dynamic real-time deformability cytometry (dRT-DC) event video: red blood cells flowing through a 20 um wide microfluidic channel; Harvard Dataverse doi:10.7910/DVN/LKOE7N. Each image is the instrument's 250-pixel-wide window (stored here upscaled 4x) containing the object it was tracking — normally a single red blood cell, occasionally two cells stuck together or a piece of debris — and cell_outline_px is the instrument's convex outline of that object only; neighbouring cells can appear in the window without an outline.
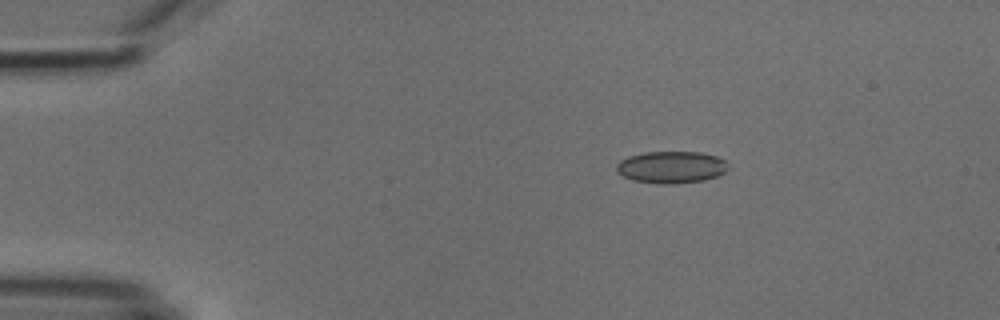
{"species": "common noctule bat (a hibernating species)", "species_latin": "Nyctalus noctula", "temperature_condition": "cold", "stored_images_in_passage": 3, "camera_frame_rate_fps": 3000, "um_per_image_px": 0.085, "animal": {"sex": "male", "body_mass_g": 18.8}, "frame": {"image": 1, "passage_image": 1, "time_ms": 0.0, "image_size_px": [1000, 320], "cell_outline_px": [[728, 168], [724, 172], [716, 176], [704, 180], [672, 184], [664, 184], [632, 180], [616, 172], [616, 164], [620, 160], [628, 156], [644, 152], [700, 152], [716, 156], [728, 160]], "centroid_in_image_um": [57.06, 14.2], "position_along_channel_um": 27.9, "area_um2": 20.92}}
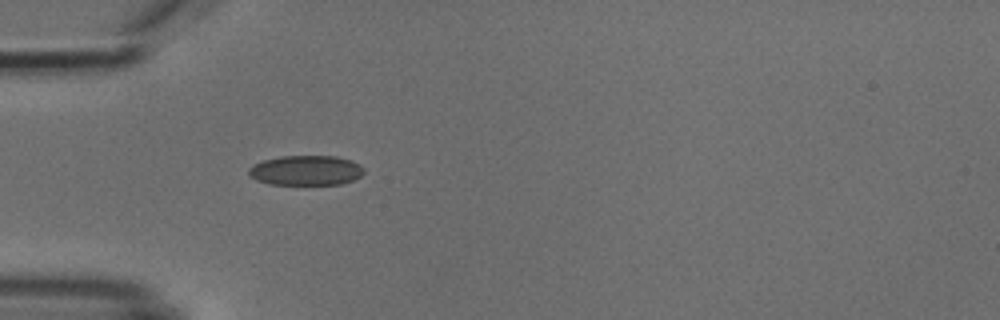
{"frame": {"image": 2, "passage_image": 3, "time_ms": 2.333, "image_size_px": [1000, 320], "cell_outline_px": [[364, 172], [360, 176], [352, 180], [340, 184], [268, 184], [256, 180], [248, 176], [248, 168], [264, 160], [280, 156], [336, 156], [352, 160], [360, 164], [364, 168]], "centroid_in_image_um": [26.0, 14.48], "position_along_channel_um": 59.0, "area_um2": 20.11}}